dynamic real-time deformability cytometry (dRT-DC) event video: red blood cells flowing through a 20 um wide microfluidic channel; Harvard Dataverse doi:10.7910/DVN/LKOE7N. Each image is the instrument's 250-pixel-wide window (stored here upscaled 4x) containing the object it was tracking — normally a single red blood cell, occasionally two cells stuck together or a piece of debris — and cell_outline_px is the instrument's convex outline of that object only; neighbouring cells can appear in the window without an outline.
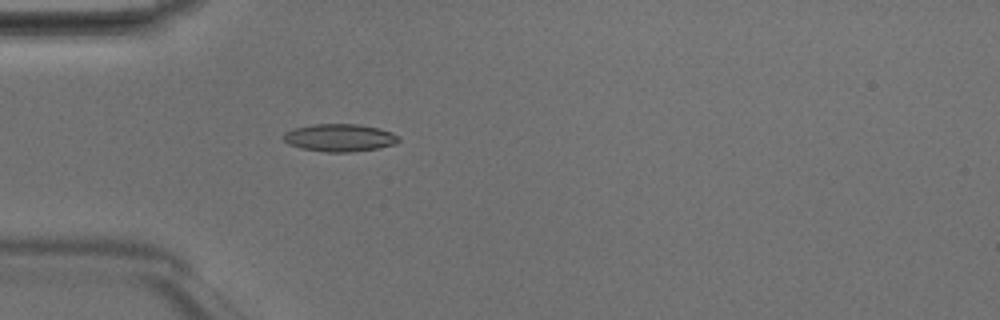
{"species": "Egyptian fruit bat (a non-hibernating species)", "species_latin": "Rousettus aegyptiacus", "temperature_condition": "room temperature", "stored_images_in_passage": 35, "camera_frame_rate_fps": 3000, "um_per_image_px": 0.085, "animal": {"sex": "male"}, "frame": {"image": 1, "passage_image": 1, "time_ms": 0.0, "image_size_px": [1000, 320], "cell_outline_px": [[400, 140], [396, 144], [376, 148], [352, 152], [324, 152], [300, 148], [288, 144], [284, 140], [284, 132], [296, 128], [316, 124], [356, 124], [380, 128], [392, 132], [400, 136]], "centroid_in_image_um": [28.9, 11.71], "position_along_channel_um": 56.1, "area_um2": 18.55}}
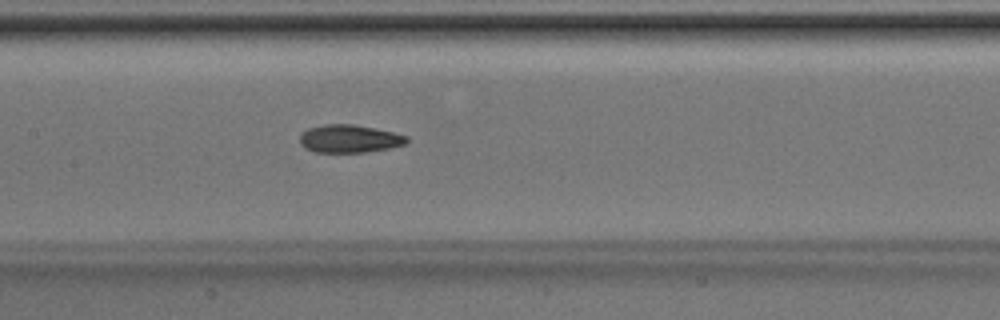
{"frame": {"image": 2, "passage_image": 10, "time_ms": 3.0, "image_size_px": [1000, 320], "cell_outline_px": [[408, 140], [404, 144], [388, 148], [364, 152], [312, 152], [304, 148], [300, 144], [300, 132], [308, 128], [324, 124], [352, 124], [376, 128], [408, 136]], "centroid_in_image_um": [29.64, 11.78], "position_along_channel_um": 177.8, "area_um2": 17.46}}
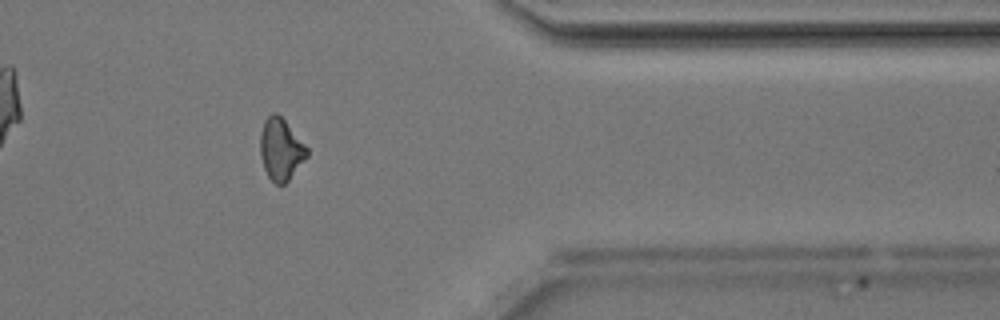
{"frame": {"image": 3, "passage_image": 26, "time_ms": 8.333, "image_size_px": [1000, 320], "cell_outline_px": [[308, 156], [288, 180], [284, 184], [276, 184], [268, 176], [264, 168], [260, 156], [260, 132], [264, 120], [272, 112], [276, 112], [284, 120], [308, 148]], "centroid_in_image_um": [23.85, 12.68], "position_along_channel_um": 387.5, "area_um2": 16.7}, "authors_computed_cell_mechanics": {"area_um2": 17.1088, "velocity_mm_per_s": 4.231, "shape_relaxation_time_tau1_ms": 5.4979, "shape_relaxation_time_tau2_ms": 3.312, "deformation_change_tau1": 0.1232, "deformation_change_tau2": 0.0925}}